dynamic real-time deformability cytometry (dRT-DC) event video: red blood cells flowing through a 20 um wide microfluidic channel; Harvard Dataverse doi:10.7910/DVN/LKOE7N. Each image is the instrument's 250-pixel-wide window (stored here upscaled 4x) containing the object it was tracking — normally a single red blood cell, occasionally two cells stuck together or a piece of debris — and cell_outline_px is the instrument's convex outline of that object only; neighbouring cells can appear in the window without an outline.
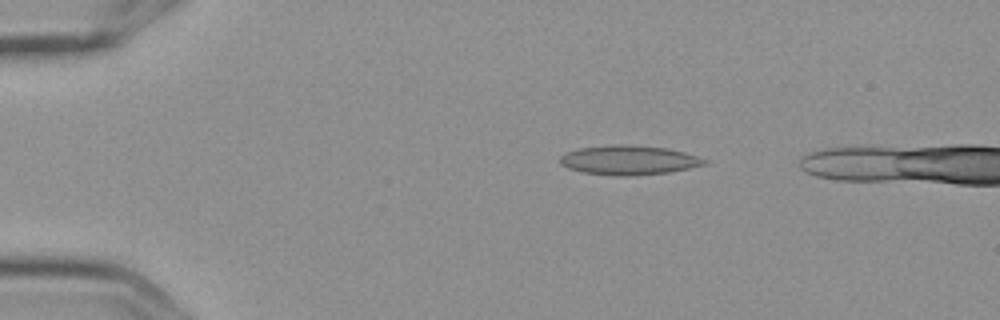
{"species": "Egyptian fruit bat (a non-hibernating species)", "species_latin": "Rousettus aegyptiacus", "temperature_condition": "cold", "stored_images_in_passage": 3, "camera_frame_rate_fps": 3000, "um_per_image_px": 0.085, "frame": {"image": 1, "passage_image": 1, "time_ms": 0.0, "image_size_px": [1000, 320], "cell_outline_px": [[708, 160], [704, 164], [672, 172], [632, 176], [612, 176], [584, 172], [568, 168], [560, 164], [560, 156], [568, 152], [580, 148], [616, 144], [624, 144], [664, 148], [684, 152]], "centroid_in_image_um": [53.43, 13.62], "position_along_channel_um": 31.6, "area_um2": 24.57}}